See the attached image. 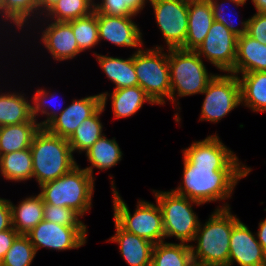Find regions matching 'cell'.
<instances>
[{
  "label": "cell",
  "instance_id": "obj_40",
  "mask_svg": "<svg viewBox=\"0 0 266 266\" xmlns=\"http://www.w3.org/2000/svg\"><path fill=\"white\" fill-rule=\"evenodd\" d=\"M12 228L10 199L0 197V232Z\"/></svg>",
  "mask_w": 266,
  "mask_h": 266
},
{
  "label": "cell",
  "instance_id": "obj_34",
  "mask_svg": "<svg viewBox=\"0 0 266 266\" xmlns=\"http://www.w3.org/2000/svg\"><path fill=\"white\" fill-rule=\"evenodd\" d=\"M37 252L27 235H19L8 249L0 266H31Z\"/></svg>",
  "mask_w": 266,
  "mask_h": 266
},
{
  "label": "cell",
  "instance_id": "obj_39",
  "mask_svg": "<svg viewBox=\"0 0 266 266\" xmlns=\"http://www.w3.org/2000/svg\"><path fill=\"white\" fill-rule=\"evenodd\" d=\"M19 235L13 227L0 232V262Z\"/></svg>",
  "mask_w": 266,
  "mask_h": 266
},
{
  "label": "cell",
  "instance_id": "obj_2",
  "mask_svg": "<svg viewBox=\"0 0 266 266\" xmlns=\"http://www.w3.org/2000/svg\"><path fill=\"white\" fill-rule=\"evenodd\" d=\"M230 208L214 209L206 222L199 223L191 244L193 261L229 266V246L232 228L240 221ZM196 244V245H195Z\"/></svg>",
  "mask_w": 266,
  "mask_h": 266
},
{
  "label": "cell",
  "instance_id": "obj_16",
  "mask_svg": "<svg viewBox=\"0 0 266 266\" xmlns=\"http://www.w3.org/2000/svg\"><path fill=\"white\" fill-rule=\"evenodd\" d=\"M266 266V253L248 225L241 220L232 228L229 246V266Z\"/></svg>",
  "mask_w": 266,
  "mask_h": 266
},
{
  "label": "cell",
  "instance_id": "obj_29",
  "mask_svg": "<svg viewBox=\"0 0 266 266\" xmlns=\"http://www.w3.org/2000/svg\"><path fill=\"white\" fill-rule=\"evenodd\" d=\"M106 111L101 106L92 116L82 121L74 133L67 139L73 151L78 154L85 153L88 149L104 135V126L100 116Z\"/></svg>",
  "mask_w": 266,
  "mask_h": 266
},
{
  "label": "cell",
  "instance_id": "obj_36",
  "mask_svg": "<svg viewBox=\"0 0 266 266\" xmlns=\"http://www.w3.org/2000/svg\"><path fill=\"white\" fill-rule=\"evenodd\" d=\"M81 218L83 217L79 213L69 207L44 204L43 219L46 221L75 228H87Z\"/></svg>",
  "mask_w": 266,
  "mask_h": 266
},
{
  "label": "cell",
  "instance_id": "obj_48",
  "mask_svg": "<svg viewBox=\"0 0 266 266\" xmlns=\"http://www.w3.org/2000/svg\"><path fill=\"white\" fill-rule=\"evenodd\" d=\"M144 266H156V264L151 260Z\"/></svg>",
  "mask_w": 266,
  "mask_h": 266
},
{
  "label": "cell",
  "instance_id": "obj_25",
  "mask_svg": "<svg viewBox=\"0 0 266 266\" xmlns=\"http://www.w3.org/2000/svg\"><path fill=\"white\" fill-rule=\"evenodd\" d=\"M90 166L84 169L96 180L94 168L107 171L116 166L123 158V153L115 137L108 139L104 134L85 152Z\"/></svg>",
  "mask_w": 266,
  "mask_h": 266
},
{
  "label": "cell",
  "instance_id": "obj_12",
  "mask_svg": "<svg viewBox=\"0 0 266 266\" xmlns=\"http://www.w3.org/2000/svg\"><path fill=\"white\" fill-rule=\"evenodd\" d=\"M237 39L226 26L213 21L205 40L195 51L221 73H230L235 65Z\"/></svg>",
  "mask_w": 266,
  "mask_h": 266
},
{
  "label": "cell",
  "instance_id": "obj_41",
  "mask_svg": "<svg viewBox=\"0 0 266 266\" xmlns=\"http://www.w3.org/2000/svg\"><path fill=\"white\" fill-rule=\"evenodd\" d=\"M149 0H121V7H129L136 15L145 9Z\"/></svg>",
  "mask_w": 266,
  "mask_h": 266
},
{
  "label": "cell",
  "instance_id": "obj_1",
  "mask_svg": "<svg viewBox=\"0 0 266 266\" xmlns=\"http://www.w3.org/2000/svg\"><path fill=\"white\" fill-rule=\"evenodd\" d=\"M182 152L183 180L172 190L202 204L219 201L216 209L230 208L225 200L232 198L234 188L252 168L243 164L216 133L194 140Z\"/></svg>",
  "mask_w": 266,
  "mask_h": 266
},
{
  "label": "cell",
  "instance_id": "obj_18",
  "mask_svg": "<svg viewBox=\"0 0 266 266\" xmlns=\"http://www.w3.org/2000/svg\"><path fill=\"white\" fill-rule=\"evenodd\" d=\"M115 233L106 242H114L129 266H144L152 260L154 245L150 241L122 229L115 221Z\"/></svg>",
  "mask_w": 266,
  "mask_h": 266
},
{
  "label": "cell",
  "instance_id": "obj_14",
  "mask_svg": "<svg viewBox=\"0 0 266 266\" xmlns=\"http://www.w3.org/2000/svg\"><path fill=\"white\" fill-rule=\"evenodd\" d=\"M136 16H108L97 14L99 41H106L118 47L136 49L144 47L143 32L134 22Z\"/></svg>",
  "mask_w": 266,
  "mask_h": 266
},
{
  "label": "cell",
  "instance_id": "obj_47",
  "mask_svg": "<svg viewBox=\"0 0 266 266\" xmlns=\"http://www.w3.org/2000/svg\"><path fill=\"white\" fill-rule=\"evenodd\" d=\"M230 1L235 2V3H239V4L246 5V3H247L248 0H230Z\"/></svg>",
  "mask_w": 266,
  "mask_h": 266
},
{
  "label": "cell",
  "instance_id": "obj_37",
  "mask_svg": "<svg viewBox=\"0 0 266 266\" xmlns=\"http://www.w3.org/2000/svg\"><path fill=\"white\" fill-rule=\"evenodd\" d=\"M94 11L108 16H137L129 7H121V0L94 1Z\"/></svg>",
  "mask_w": 266,
  "mask_h": 266
},
{
  "label": "cell",
  "instance_id": "obj_38",
  "mask_svg": "<svg viewBox=\"0 0 266 266\" xmlns=\"http://www.w3.org/2000/svg\"><path fill=\"white\" fill-rule=\"evenodd\" d=\"M247 35L266 45V13H254L249 17Z\"/></svg>",
  "mask_w": 266,
  "mask_h": 266
},
{
  "label": "cell",
  "instance_id": "obj_30",
  "mask_svg": "<svg viewBox=\"0 0 266 266\" xmlns=\"http://www.w3.org/2000/svg\"><path fill=\"white\" fill-rule=\"evenodd\" d=\"M152 261L156 266H191V246L186 243L160 242L154 245Z\"/></svg>",
  "mask_w": 266,
  "mask_h": 266
},
{
  "label": "cell",
  "instance_id": "obj_44",
  "mask_svg": "<svg viewBox=\"0 0 266 266\" xmlns=\"http://www.w3.org/2000/svg\"><path fill=\"white\" fill-rule=\"evenodd\" d=\"M256 13H266V0H251Z\"/></svg>",
  "mask_w": 266,
  "mask_h": 266
},
{
  "label": "cell",
  "instance_id": "obj_10",
  "mask_svg": "<svg viewBox=\"0 0 266 266\" xmlns=\"http://www.w3.org/2000/svg\"><path fill=\"white\" fill-rule=\"evenodd\" d=\"M155 21L166 44L165 49H184L188 31V2L149 0Z\"/></svg>",
  "mask_w": 266,
  "mask_h": 266
},
{
  "label": "cell",
  "instance_id": "obj_27",
  "mask_svg": "<svg viewBox=\"0 0 266 266\" xmlns=\"http://www.w3.org/2000/svg\"><path fill=\"white\" fill-rule=\"evenodd\" d=\"M38 122H24L0 127V155L30 148Z\"/></svg>",
  "mask_w": 266,
  "mask_h": 266
},
{
  "label": "cell",
  "instance_id": "obj_9",
  "mask_svg": "<svg viewBox=\"0 0 266 266\" xmlns=\"http://www.w3.org/2000/svg\"><path fill=\"white\" fill-rule=\"evenodd\" d=\"M201 94L205 98L199 121L219 123L222 118L241 105L240 81L238 76L232 73H216Z\"/></svg>",
  "mask_w": 266,
  "mask_h": 266
},
{
  "label": "cell",
  "instance_id": "obj_8",
  "mask_svg": "<svg viewBox=\"0 0 266 266\" xmlns=\"http://www.w3.org/2000/svg\"><path fill=\"white\" fill-rule=\"evenodd\" d=\"M165 45L143 48L133 53L135 72L140 86L156 105L170 102V71ZM166 50V51H165Z\"/></svg>",
  "mask_w": 266,
  "mask_h": 266
},
{
  "label": "cell",
  "instance_id": "obj_4",
  "mask_svg": "<svg viewBox=\"0 0 266 266\" xmlns=\"http://www.w3.org/2000/svg\"><path fill=\"white\" fill-rule=\"evenodd\" d=\"M170 71V103L178 111L179 97L201 94L208 82L216 73H208V69L199 54L194 50L168 49Z\"/></svg>",
  "mask_w": 266,
  "mask_h": 266
},
{
  "label": "cell",
  "instance_id": "obj_46",
  "mask_svg": "<svg viewBox=\"0 0 266 266\" xmlns=\"http://www.w3.org/2000/svg\"><path fill=\"white\" fill-rule=\"evenodd\" d=\"M1 21H2V0H0V29L2 30V23H1ZM1 30H0V32H1Z\"/></svg>",
  "mask_w": 266,
  "mask_h": 266
},
{
  "label": "cell",
  "instance_id": "obj_22",
  "mask_svg": "<svg viewBox=\"0 0 266 266\" xmlns=\"http://www.w3.org/2000/svg\"><path fill=\"white\" fill-rule=\"evenodd\" d=\"M93 55L96 58L100 68L114 84V89L127 88L132 86H138V79L135 72L133 54L130 57L124 59L120 57H112L99 54L94 51Z\"/></svg>",
  "mask_w": 266,
  "mask_h": 266
},
{
  "label": "cell",
  "instance_id": "obj_19",
  "mask_svg": "<svg viewBox=\"0 0 266 266\" xmlns=\"http://www.w3.org/2000/svg\"><path fill=\"white\" fill-rule=\"evenodd\" d=\"M214 21L213 10L209 0H192L188 2V31L184 50H196L205 40Z\"/></svg>",
  "mask_w": 266,
  "mask_h": 266
},
{
  "label": "cell",
  "instance_id": "obj_24",
  "mask_svg": "<svg viewBox=\"0 0 266 266\" xmlns=\"http://www.w3.org/2000/svg\"><path fill=\"white\" fill-rule=\"evenodd\" d=\"M12 227L20 234L27 235L43 220L44 202L41 195H29L17 205L10 200Z\"/></svg>",
  "mask_w": 266,
  "mask_h": 266
},
{
  "label": "cell",
  "instance_id": "obj_26",
  "mask_svg": "<svg viewBox=\"0 0 266 266\" xmlns=\"http://www.w3.org/2000/svg\"><path fill=\"white\" fill-rule=\"evenodd\" d=\"M241 87V106L252 112H266V71L237 75Z\"/></svg>",
  "mask_w": 266,
  "mask_h": 266
},
{
  "label": "cell",
  "instance_id": "obj_6",
  "mask_svg": "<svg viewBox=\"0 0 266 266\" xmlns=\"http://www.w3.org/2000/svg\"><path fill=\"white\" fill-rule=\"evenodd\" d=\"M114 176L110 174L113 198V220L125 231L157 244L165 241L162 211L159 204L139 199L133 214L119 194Z\"/></svg>",
  "mask_w": 266,
  "mask_h": 266
},
{
  "label": "cell",
  "instance_id": "obj_17",
  "mask_svg": "<svg viewBox=\"0 0 266 266\" xmlns=\"http://www.w3.org/2000/svg\"><path fill=\"white\" fill-rule=\"evenodd\" d=\"M102 106L106 109L108 98L111 100L112 114L115 119L129 118L142 109L145 103L156 105L140 86L101 92Z\"/></svg>",
  "mask_w": 266,
  "mask_h": 266
},
{
  "label": "cell",
  "instance_id": "obj_28",
  "mask_svg": "<svg viewBox=\"0 0 266 266\" xmlns=\"http://www.w3.org/2000/svg\"><path fill=\"white\" fill-rule=\"evenodd\" d=\"M0 176L12 182H25L33 178L30 148L0 155Z\"/></svg>",
  "mask_w": 266,
  "mask_h": 266
},
{
  "label": "cell",
  "instance_id": "obj_20",
  "mask_svg": "<svg viewBox=\"0 0 266 266\" xmlns=\"http://www.w3.org/2000/svg\"><path fill=\"white\" fill-rule=\"evenodd\" d=\"M37 20H39L38 0H2L3 27L1 35L6 28L5 32L7 34L8 31L11 33H17L18 31V37L20 38V31L25 32V29L27 30ZM13 28H15V31H13Z\"/></svg>",
  "mask_w": 266,
  "mask_h": 266
},
{
  "label": "cell",
  "instance_id": "obj_13",
  "mask_svg": "<svg viewBox=\"0 0 266 266\" xmlns=\"http://www.w3.org/2000/svg\"><path fill=\"white\" fill-rule=\"evenodd\" d=\"M88 228L64 226L42 220L28 234L36 252L41 248L56 251L78 249L87 243Z\"/></svg>",
  "mask_w": 266,
  "mask_h": 266
},
{
  "label": "cell",
  "instance_id": "obj_45",
  "mask_svg": "<svg viewBox=\"0 0 266 266\" xmlns=\"http://www.w3.org/2000/svg\"><path fill=\"white\" fill-rule=\"evenodd\" d=\"M191 266H219V265L205 264V263H200V262L193 261Z\"/></svg>",
  "mask_w": 266,
  "mask_h": 266
},
{
  "label": "cell",
  "instance_id": "obj_42",
  "mask_svg": "<svg viewBox=\"0 0 266 266\" xmlns=\"http://www.w3.org/2000/svg\"><path fill=\"white\" fill-rule=\"evenodd\" d=\"M255 234L263 251L266 253V218L258 223V230Z\"/></svg>",
  "mask_w": 266,
  "mask_h": 266
},
{
  "label": "cell",
  "instance_id": "obj_23",
  "mask_svg": "<svg viewBox=\"0 0 266 266\" xmlns=\"http://www.w3.org/2000/svg\"><path fill=\"white\" fill-rule=\"evenodd\" d=\"M24 92H3L0 89V127L24 122H37L32 118L31 99Z\"/></svg>",
  "mask_w": 266,
  "mask_h": 266
},
{
  "label": "cell",
  "instance_id": "obj_32",
  "mask_svg": "<svg viewBox=\"0 0 266 266\" xmlns=\"http://www.w3.org/2000/svg\"><path fill=\"white\" fill-rule=\"evenodd\" d=\"M34 95L31 96V114L32 118L36 120L40 128H45L55 117H57L65 107L56 105L57 92H52L49 89L43 87H37ZM55 102V103H54ZM61 102V101H60ZM44 118L42 121H38V116Z\"/></svg>",
  "mask_w": 266,
  "mask_h": 266
},
{
  "label": "cell",
  "instance_id": "obj_15",
  "mask_svg": "<svg viewBox=\"0 0 266 266\" xmlns=\"http://www.w3.org/2000/svg\"><path fill=\"white\" fill-rule=\"evenodd\" d=\"M102 106L101 94L73 99L45 129L56 136L68 139L85 119L92 116Z\"/></svg>",
  "mask_w": 266,
  "mask_h": 266
},
{
  "label": "cell",
  "instance_id": "obj_7",
  "mask_svg": "<svg viewBox=\"0 0 266 266\" xmlns=\"http://www.w3.org/2000/svg\"><path fill=\"white\" fill-rule=\"evenodd\" d=\"M170 190L151 191L162 211L165 239L175 237L180 243L191 245L201 221L193 206L203 204Z\"/></svg>",
  "mask_w": 266,
  "mask_h": 266
},
{
  "label": "cell",
  "instance_id": "obj_33",
  "mask_svg": "<svg viewBox=\"0 0 266 266\" xmlns=\"http://www.w3.org/2000/svg\"><path fill=\"white\" fill-rule=\"evenodd\" d=\"M73 30L76 42L78 44L80 52H86L98 44V22L97 13L94 11L91 14L77 18L67 22Z\"/></svg>",
  "mask_w": 266,
  "mask_h": 266
},
{
  "label": "cell",
  "instance_id": "obj_31",
  "mask_svg": "<svg viewBox=\"0 0 266 266\" xmlns=\"http://www.w3.org/2000/svg\"><path fill=\"white\" fill-rule=\"evenodd\" d=\"M95 0H59L40 19L68 22L94 12Z\"/></svg>",
  "mask_w": 266,
  "mask_h": 266
},
{
  "label": "cell",
  "instance_id": "obj_21",
  "mask_svg": "<svg viewBox=\"0 0 266 266\" xmlns=\"http://www.w3.org/2000/svg\"><path fill=\"white\" fill-rule=\"evenodd\" d=\"M255 71H266V45L244 34L237 39L235 65L230 73L239 75Z\"/></svg>",
  "mask_w": 266,
  "mask_h": 266
},
{
  "label": "cell",
  "instance_id": "obj_3",
  "mask_svg": "<svg viewBox=\"0 0 266 266\" xmlns=\"http://www.w3.org/2000/svg\"><path fill=\"white\" fill-rule=\"evenodd\" d=\"M30 151L33 179L38 187L63 176L78 165L66 138L53 135L45 128L34 135Z\"/></svg>",
  "mask_w": 266,
  "mask_h": 266
},
{
  "label": "cell",
  "instance_id": "obj_5",
  "mask_svg": "<svg viewBox=\"0 0 266 266\" xmlns=\"http://www.w3.org/2000/svg\"><path fill=\"white\" fill-rule=\"evenodd\" d=\"M44 204L69 207L82 217L91 210L95 179L78 164L70 172L39 186Z\"/></svg>",
  "mask_w": 266,
  "mask_h": 266
},
{
  "label": "cell",
  "instance_id": "obj_43",
  "mask_svg": "<svg viewBox=\"0 0 266 266\" xmlns=\"http://www.w3.org/2000/svg\"><path fill=\"white\" fill-rule=\"evenodd\" d=\"M59 0H38L39 19Z\"/></svg>",
  "mask_w": 266,
  "mask_h": 266
},
{
  "label": "cell",
  "instance_id": "obj_11",
  "mask_svg": "<svg viewBox=\"0 0 266 266\" xmlns=\"http://www.w3.org/2000/svg\"><path fill=\"white\" fill-rule=\"evenodd\" d=\"M37 21L33 22V24L29 26V30L27 29L25 33L27 35L28 31L30 32L33 29L37 30H33L31 34L34 35L35 32H38L37 34L39 36H35V40L39 38L37 39L40 40L38 43L43 46L42 48L47 49L48 54L50 53L54 61L62 62L73 60L77 58L76 56H80L81 52L72 27L67 22H56L47 19H39ZM32 27L34 28L31 29Z\"/></svg>",
  "mask_w": 266,
  "mask_h": 266
},
{
  "label": "cell",
  "instance_id": "obj_35",
  "mask_svg": "<svg viewBox=\"0 0 266 266\" xmlns=\"http://www.w3.org/2000/svg\"><path fill=\"white\" fill-rule=\"evenodd\" d=\"M219 1L220 0H209L210 4L212 6V10H213L214 21L222 23L237 37L242 36L244 34H247L249 18H247L245 20L242 19L239 21V24H237L238 21H237V23H235L233 20L235 18H233V17H235V16L238 17L239 15L237 13H235V11H234V13H232V15H229L226 12L228 10V8L226 10V6H227L226 4H228V6H229V3L232 5L234 4L235 8L241 7L244 5L232 2L230 0H221V3ZM226 2H228V3H226ZM236 24L239 26H237Z\"/></svg>",
  "mask_w": 266,
  "mask_h": 266
}]
</instances>
